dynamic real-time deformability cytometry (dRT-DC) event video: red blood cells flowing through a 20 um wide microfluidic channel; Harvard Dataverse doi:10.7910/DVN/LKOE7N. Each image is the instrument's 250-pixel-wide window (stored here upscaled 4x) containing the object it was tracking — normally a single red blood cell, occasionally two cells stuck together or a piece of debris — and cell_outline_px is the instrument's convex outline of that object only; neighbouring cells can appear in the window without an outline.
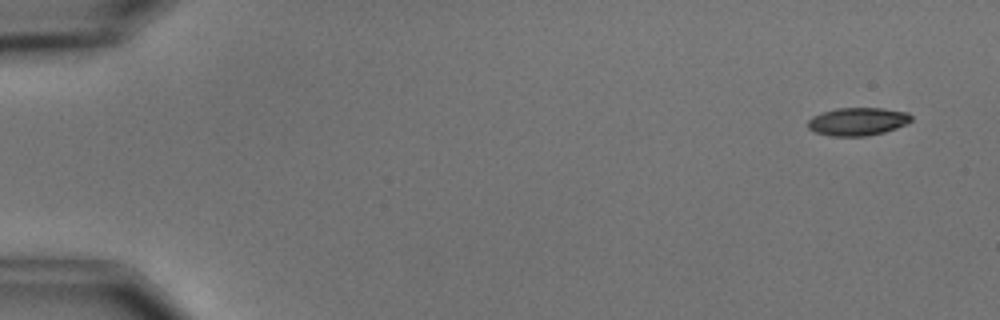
{"species": "common noctule bat (a hibernating species)", "species_latin": "Nyctalus noctula", "temperature_condition": "cold", "stored_images_in_passage": 2, "camera_frame_rate_fps": 3000, "um_per_image_px": 0.085, "animal": {"sex": "male", "body_mass_g": 15.6}, "frame": {"image": 1, "passage_image": 2, "time_ms": 2.0, "image_size_px": [1000, 320], "cell_outline_px": [[912, 120], [896, 128], [884, 132], [868, 136], [832, 136], [816, 132], [808, 128], [808, 120], [812, 116], [836, 108], [884, 108], [908, 112], [912, 116]], "centroid_in_image_um": [72.91, 10.32], "position_along_channel_um": 12.1, "area_um2": 16.82}}